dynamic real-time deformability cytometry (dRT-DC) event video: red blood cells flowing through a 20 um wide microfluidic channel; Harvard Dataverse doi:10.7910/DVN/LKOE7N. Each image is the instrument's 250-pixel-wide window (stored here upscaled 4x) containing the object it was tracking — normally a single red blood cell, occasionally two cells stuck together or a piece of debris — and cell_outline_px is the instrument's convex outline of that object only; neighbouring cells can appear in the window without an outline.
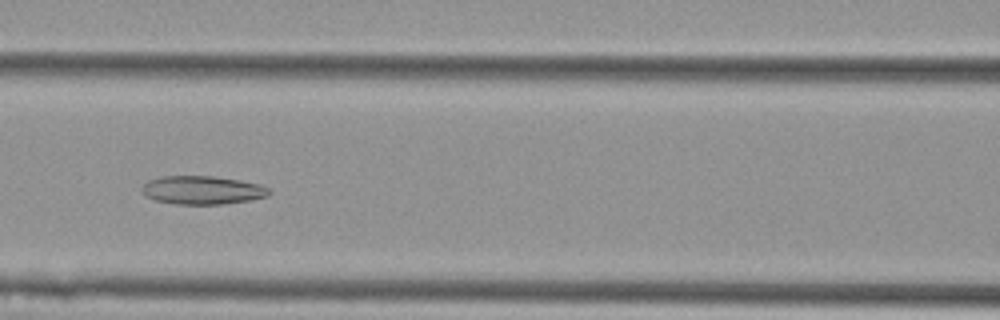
{"species": "Egyptian fruit bat (a non-hibernating species)", "species_latin": "Rousettus aegyptiacus", "temperature_condition": "cold", "stored_images_in_passage": 6, "camera_frame_rate_fps": 3000, "um_per_image_px": 0.085, "animal": {"sex": "female"}, "frame": {"image": 1, "passage_image": 6, "time_ms": 1.667, "image_size_px": [1000, 320], "cell_outline_px": [[272, 192], [268, 196], [248, 200], [220, 204], [176, 204], [156, 200], [144, 196], [140, 192], [140, 188], [148, 180], [164, 176], [216, 176], [240, 180], [260, 184], [268, 188]], "centroid_in_image_um": [17.17, 16.15], "position_along_channel_um": 149.4, "area_um2": 21.15}}